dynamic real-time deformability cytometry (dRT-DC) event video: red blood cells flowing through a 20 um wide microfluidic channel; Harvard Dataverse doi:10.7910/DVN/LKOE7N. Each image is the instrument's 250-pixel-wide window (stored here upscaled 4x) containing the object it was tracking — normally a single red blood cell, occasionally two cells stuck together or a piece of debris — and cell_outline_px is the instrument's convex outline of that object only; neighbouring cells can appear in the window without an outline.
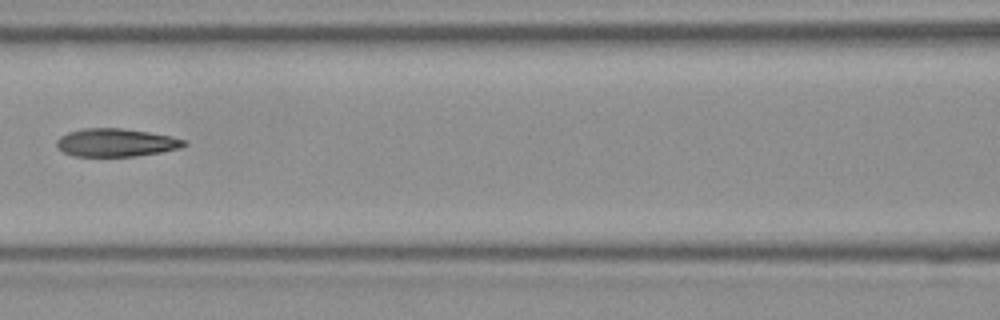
{"species": "Egyptian fruit bat (a non-hibernating species)", "species_latin": "Rousettus aegyptiacus", "temperature_condition": "room temperature", "stored_images_in_passage": 7, "camera_frame_rate_fps": 3000, "um_per_image_px": 0.085, "frame": {"image": 1, "passage_image": 7, "time_ms": 2.0, "image_size_px": [1000, 320], "cell_outline_px": [[188, 144], [180, 148], [160, 152], [136, 156], [72, 156], [56, 148], [56, 140], [60, 136], [68, 132], [84, 128], [120, 128], [148, 132], [172, 136], [188, 140]], "centroid_in_image_um": [9.86, 12.12], "position_along_channel_um": 156.7, "area_um2": 20.98}}